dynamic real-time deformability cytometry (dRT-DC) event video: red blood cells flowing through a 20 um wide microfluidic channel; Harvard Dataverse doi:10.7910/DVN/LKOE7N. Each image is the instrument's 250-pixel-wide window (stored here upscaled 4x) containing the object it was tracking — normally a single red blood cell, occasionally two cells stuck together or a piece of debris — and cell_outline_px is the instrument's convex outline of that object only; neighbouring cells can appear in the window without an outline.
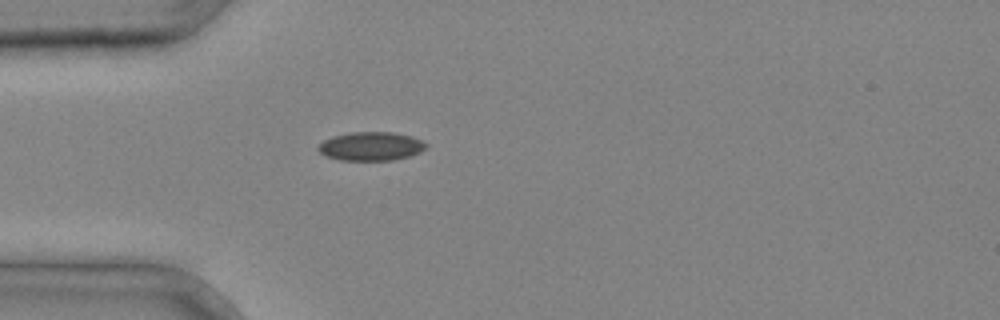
{"species": "common noctule bat (a hibernating species)", "species_latin": "Nyctalus noctula", "temperature_condition": "cold", "stored_images_in_passage": 3, "segment_of_instrument_passage": [1, 2], "camera_frame_rate_fps": 3000, "um_per_image_px": 0.085, "animal": {"sex": "male", "body_mass_g": 20.4}, "frame": {"image": 1, "passage_image": 2, "time_ms": 0.333, "image_size_px": [1000, 320], "cell_outline_px": [[428, 144], [420, 152], [408, 156], [392, 160], [340, 160], [328, 156], [320, 152], [316, 148], [324, 140], [332, 136], [352, 132], [392, 132], [412, 136]], "centroid_in_image_um": [31.52, 12.42], "position_along_channel_um": 53.5, "area_um2": 17.86}}